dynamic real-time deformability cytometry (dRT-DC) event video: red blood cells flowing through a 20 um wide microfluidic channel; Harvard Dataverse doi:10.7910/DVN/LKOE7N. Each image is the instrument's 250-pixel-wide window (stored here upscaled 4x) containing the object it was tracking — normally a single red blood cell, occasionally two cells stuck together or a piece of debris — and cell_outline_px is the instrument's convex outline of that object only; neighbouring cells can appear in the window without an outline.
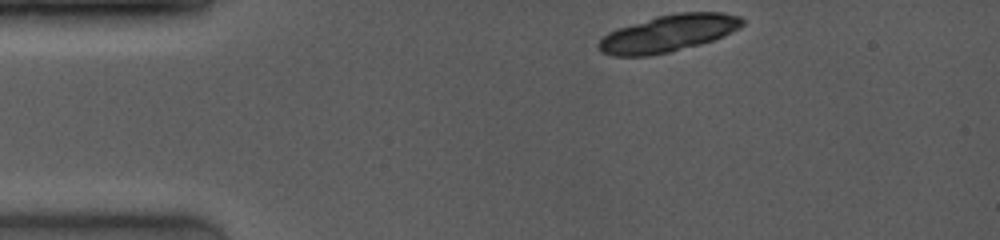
{"species": "common noctule bat (a hibernating species)", "species_latin": "Nyctalus noctula", "temperature_condition": "room temperature", "stored_images_in_passage": 7, "camera_frame_rate_fps": 4000, "um_per_image_px": 0.085, "animal": {"sex": "female", "body_mass_g": 19.0, "forearm_length_mm": 53.3}, "frame": {"image": 1, "passage_image": 1, "time_ms": 0.0, "image_size_px": [1000, 240], "cell_outline_px": [[744, 24], [740, 28], [724, 36], [700, 44], [668, 52], [648, 56], [612, 56], [600, 52], [596, 48], [596, 44], [608, 32], [656, 16], [676, 12], [724, 12], [740, 16], [744, 20]], "centroid_in_image_um": [56.81, 2.83], "position_along_channel_um": 28.2, "area_um2": 31.04}}